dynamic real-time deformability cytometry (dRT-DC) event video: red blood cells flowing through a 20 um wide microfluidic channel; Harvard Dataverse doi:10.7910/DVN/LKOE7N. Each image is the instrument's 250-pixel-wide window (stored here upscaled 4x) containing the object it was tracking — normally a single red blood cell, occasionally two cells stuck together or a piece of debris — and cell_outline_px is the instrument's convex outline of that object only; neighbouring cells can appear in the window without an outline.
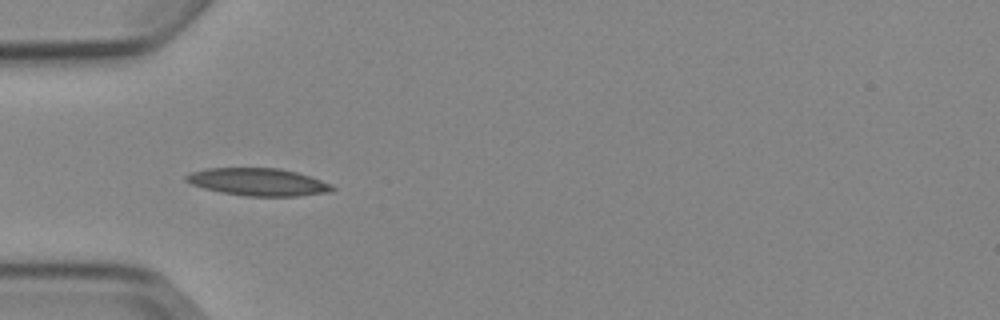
{"species": "Egyptian fruit bat (a non-hibernating species)", "species_latin": "Rousettus aegyptiacus", "temperature_condition": "cold", "stored_images_in_passage": 7, "camera_frame_rate_fps": 3000, "um_per_image_px": 0.085, "animal": {"sex": "female"}, "frame": {"image": 1, "passage_image": 5, "time_ms": 4.667, "image_size_px": [1000, 320], "cell_outline_px": [[336, 188], [332, 192], [300, 196], [248, 196], [220, 192], [204, 188], [192, 184], [184, 180], [184, 176], [192, 172], [208, 168], [280, 168], [296, 172], [332, 184]], "centroid_in_image_um": [21.96, 15.47], "position_along_channel_um": 63.0, "area_um2": 23.41}}
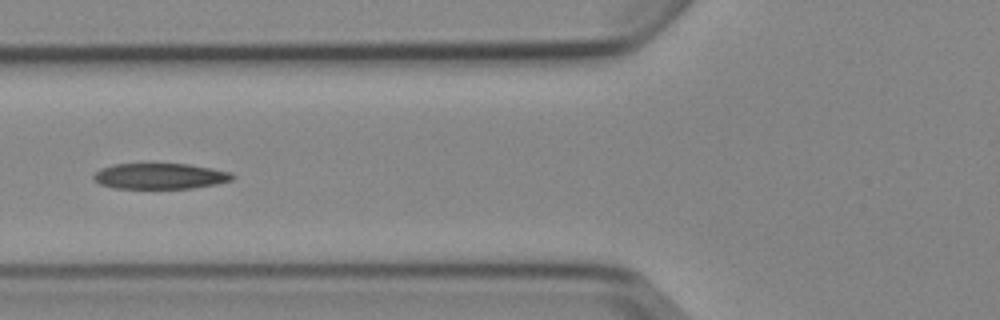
{"frame": {"image": 2, "passage_image": 6, "time_ms": 6.0, "image_size_px": [1000, 320], "cell_outline_px": [[236, 176], [232, 180], [216, 184], [192, 188], [116, 188], [100, 184], [92, 180], [92, 176], [100, 168], [112, 164], [188, 164], [212, 168], [232, 172]], "centroid_in_image_um": [13.6, 14.97], "position_along_channel_um": 112.2, "area_um2": 20.92}}
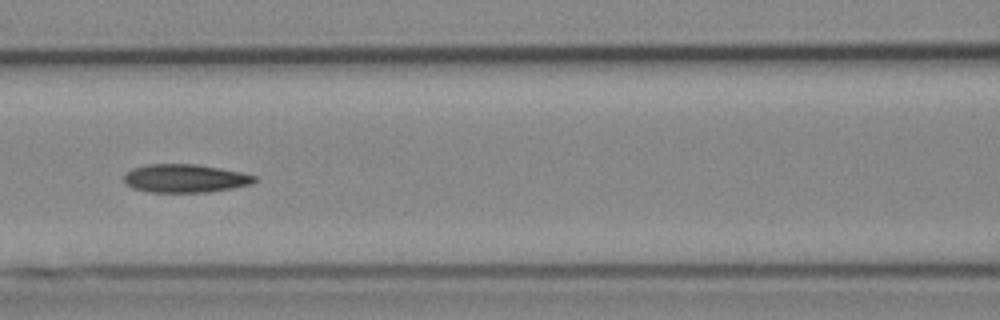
{"frame": {"image": 3, "passage_image": 7, "time_ms": 7.0, "image_size_px": [1000, 320], "cell_outline_px": [[256, 180], [252, 184], [232, 188], [208, 192], [148, 192], [132, 188], [124, 184], [124, 176], [132, 168], [144, 164], [196, 164], [244, 172], [256, 176]], "centroid_in_image_um": [15.72, 15.16], "position_along_channel_um": 150.9, "area_um2": 21.73}}